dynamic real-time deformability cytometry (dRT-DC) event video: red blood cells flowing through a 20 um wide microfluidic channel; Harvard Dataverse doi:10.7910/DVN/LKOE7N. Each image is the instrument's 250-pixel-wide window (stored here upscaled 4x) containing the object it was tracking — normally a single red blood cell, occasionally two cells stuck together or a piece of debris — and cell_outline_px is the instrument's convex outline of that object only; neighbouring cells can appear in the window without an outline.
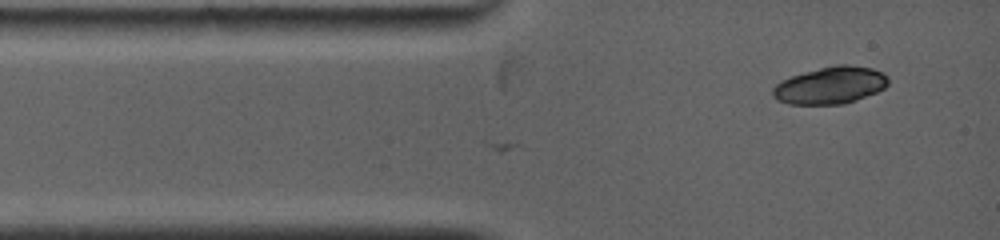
{"species": "common noctule bat (a hibernating species)", "species_latin": "Nyctalus noctula", "temperature_condition": "warm", "stored_images_in_passage": 4, "camera_frame_rate_fps": 5000, "um_per_image_px": 0.085, "animal": {"sex": "female", "body_mass_g": 19.0, "forearm_length_mm": 53.3}, "frame": {"image": 1, "passage_image": 1, "time_ms": 0.0, "image_size_px": [1000, 240], "cell_outline_px": [[888, 84], [884, 88], [876, 92], [856, 100], [844, 104], [788, 104], [776, 100], [772, 96], [772, 88], [780, 80], [792, 76], [820, 68], [836, 64], [848, 64], [872, 68], [888, 76]], "centroid_in_image_um": [70.56, 7.26], "position_along_channel_um": 14.4, "area_um2": 25.03}}